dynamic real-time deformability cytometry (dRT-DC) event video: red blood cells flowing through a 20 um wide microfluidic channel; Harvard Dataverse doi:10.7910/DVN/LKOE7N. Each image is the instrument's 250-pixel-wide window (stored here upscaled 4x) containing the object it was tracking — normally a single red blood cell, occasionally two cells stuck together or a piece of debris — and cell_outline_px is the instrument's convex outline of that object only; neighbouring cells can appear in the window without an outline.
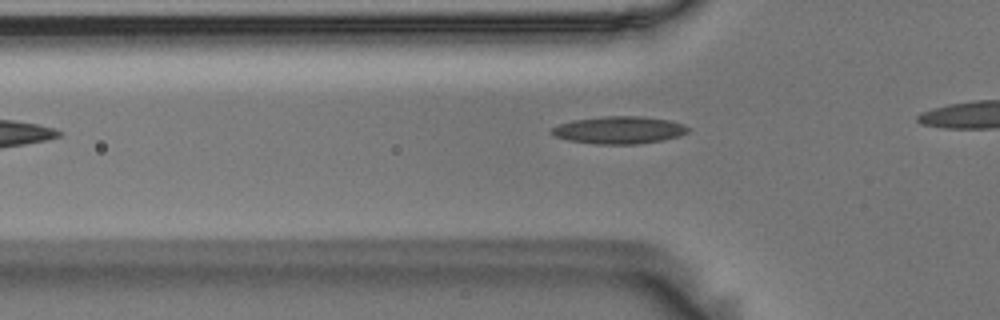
{"species": "Egyptian fruit bat (a non-hibernating species)", "species_latin": "Rousettus aegyptiacus", "temperature_condition": "room temperature", "stored_images_in_passage": 8, "camera_frame_rate_fps": 3000, "um_per_image_px": 0.085, "animal": {"sex": "male"}, "frame": {"image": 1, "passage_image": 2, "time_ms": 0.333, "image_size_px": [1000, 320], "cell_outline_px": [[688, 132], [680, 136], [664, 140], [636, 144], [596, 144], [568, 140], [556, 136], [552, 132], [552, 128], [560, 124], [572, 120], [604, 116], [640, 116], [668, 120], [684, 124], [688, 128]], "centroid_in_image_um": [52.65, 11.05], "position_along_channel_um": 73.1, "area_um2": 21.68}}
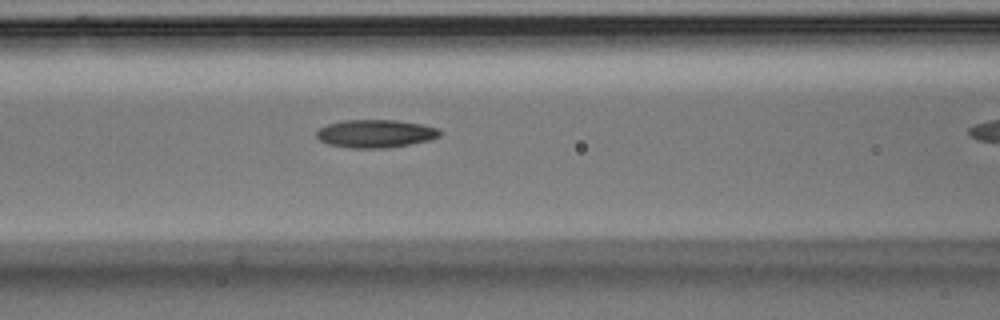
{"frame": {"image": 2, "passage_image": 7, "time_ms": 2.0, "image_size_px": [1000, 320], "cell_outline_px": [[440, 136], [428, 140], [388, 148], [348, 148], [328, 144], [320, 140], [316, 136], [316, 132], [320, 128], [328, 124], [344, 120], [396, 120], [420, 124], [436, 128], [440, 132]], "centroid_in_image_um": [31.87, 11.36], "position_along_channel_um": 134.7, "area_um2": 19.94}}